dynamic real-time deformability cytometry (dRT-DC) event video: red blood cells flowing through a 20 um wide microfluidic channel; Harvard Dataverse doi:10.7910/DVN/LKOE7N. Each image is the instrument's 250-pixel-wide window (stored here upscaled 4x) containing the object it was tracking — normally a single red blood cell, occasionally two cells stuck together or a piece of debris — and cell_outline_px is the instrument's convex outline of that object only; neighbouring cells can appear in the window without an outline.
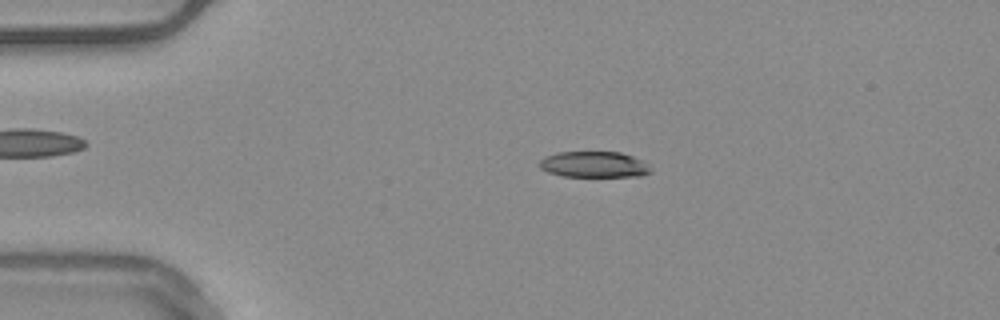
{"species": "common noctule bat (a hibernating species)", "species_latin": "Nyctalus noctula", "temperature_condition": "warm", "stored_images_in_passage": 50, "camera_frame_rate_fps": 3000, "um_per_image_px": 0.085, "animal": {"sex": "male", "body_mass_g": 20.4}, "frame": {"image": 1, "passage_image": 7, "time_ms": 2.0, "image_size_px": [1000, 320], "cell_outline_px": [[652, 172], [640, 176], [564, 176], [548, 172], [540, 168], [540, 160], [548, 156], [560, 152], [620, 152], [632, 156], [648, 164]], "centroid_in_image_um": [50.52, 13.98], "position_along_channel_um": 34.5, "area_um2": 16.59}}
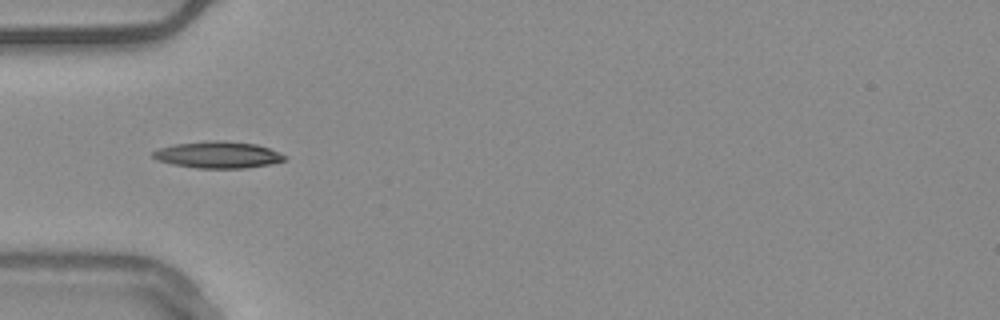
{"frame": {"image": 2, "passage_image": 13, "time_ms": 4.0, "image_size_px": [1000, 320], "cell_outline_px": [[288, 156], [284, 160], [268, 164], [244, 168], [196, 168], [172, 164], [156, 160], [152, 156], [152, 152], [160, 148], [176, 144], [204, 140], [224, 140], [256, 144], [268, 148]], "centroid_in_image_um": [18.5, 13.15], "position_along_channel_um": 66.5, "area_um2": 20.46}}
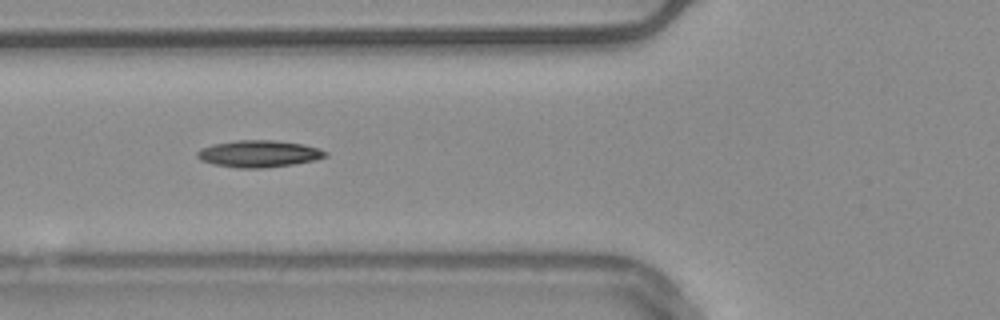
{"frame": {"image": 3, "passage_image": 16, "time_ms": 5.0, "image_size_px": [1000, 320], "cell_outline_px": [[328, 156], [316, 160], [292, 164], [264, 168], [236, 168], [212, 164], [200, 160], [196, 156], [196, 152], [200, 148], [212, 144], [236, 140], [276, 140], [304, 144], [328, 152]], "centroid_in_image_um": [21.97, 13.07], "position_along_channel_um": 103.8, "area_um2": 20.29}, "authors_computed_cell_mechanics": {"area_um2": 18.4671, "velocity_mm_per_s": 3.7677, "shape_relaxation_time_tau1_ms": 8.2958, "shape_relaxation_time_tau2_ms": 3.8272, "deformation_change_tau1": 0.1857, "deformation_change_tau2": 0.1154}}